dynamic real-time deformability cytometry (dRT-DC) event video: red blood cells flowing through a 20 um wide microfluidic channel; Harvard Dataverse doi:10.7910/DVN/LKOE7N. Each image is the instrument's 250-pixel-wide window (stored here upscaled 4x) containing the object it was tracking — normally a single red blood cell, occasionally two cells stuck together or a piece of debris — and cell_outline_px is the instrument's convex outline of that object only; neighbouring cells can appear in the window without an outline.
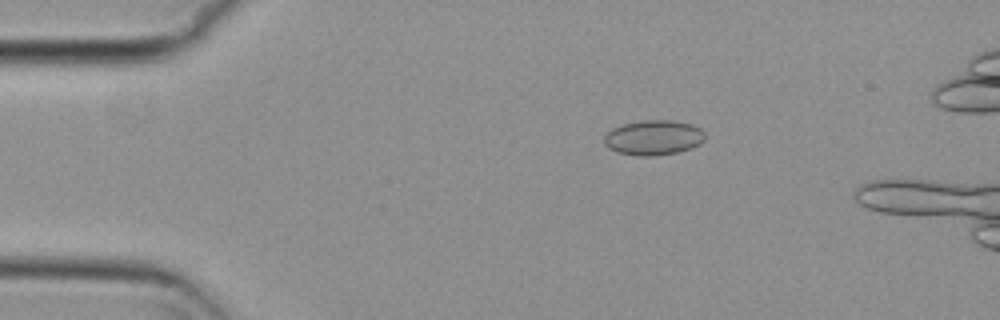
{"species": "common noctule bat (a hibernating species)", "species_latin": "Nyctalus noctula", "temperature_condition": "cold", "stored_images_in_passage": 43, "camera_frame_rate_fps": 3000, "um_per_image_px": 0.085, "animal": {"sex": "female", "body_mass_g": 29.2, "forearm_length_mm": 56.3}, "frame": {"image": 1, "passage_image": 2, "time_ms": 0.333, "image_size_px": [1000, 320], "cell_outline_px": [[704, 140], [700, 144], [692, 148], [680, 152], [652, 156], [636, 156], [616, 152], [608, 148], [604, 144], [604, 136], [612, 128], [624, 124], [644, 120], [672, 120], [692, 124], [700, 128], [704, 132]], "centroid_in_image_um": [55.55, 11.71], "position_along_channel_um": 29.4, "area_um2": 20.75}}
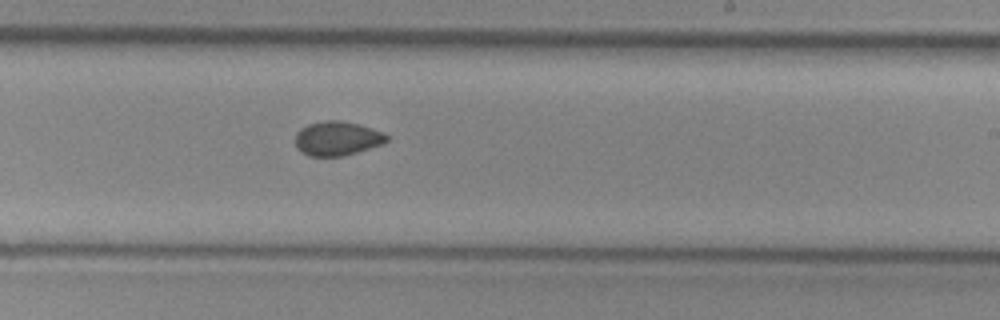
{"frame": {"image": 2, "passage_image": 25, "time_ms": 8.0, "image_size_px": [1000, 320], "cell_outline_px": [[388, 140], [384, 144], [344, 156], [308, 156], [300, 152], [296, 148], [296, 132], [300, 128], [308, 124], [324, 120], [336, 120], [356, 124], [384, 132], [388, 136]], "centroid_in_image_um": [28.64, 11.78], "position_along_channel_um": 260.4, "area_um2": 18.32}}
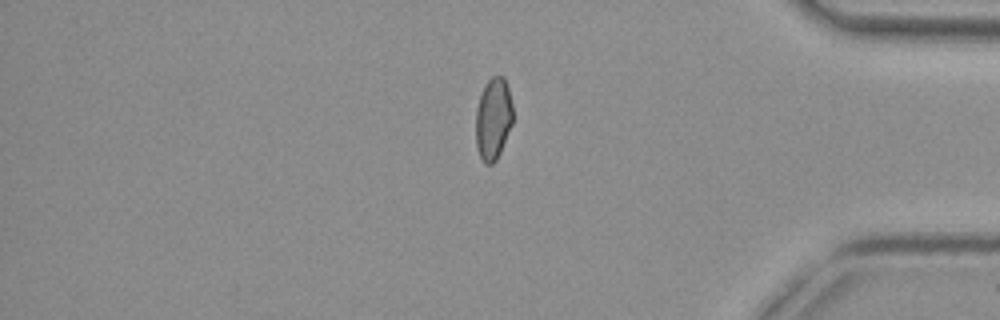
{"frame": {"image": 3, "passage_image": 38, "time_ms": 12.333, "image_size_px": [1000, 320], "cell_outline_px": [[512, 124], [500, 152], [496, 160], [492, 164], [484, 164], [476, 148], [476, 108], [484, 84], [492, 76], [504, 76], [508, 88], [512, 104]], "centroid_in_image_um": [41.91, 10.09], "position_along_channel_um": 393.3, "area_um2": 17.74}, "authors_computed_cell_mechanics": {"area_um2": 18.3226, "velocity_mm_per_s": 3.7223, "shape_relaxation_time_tau1_ms": null, "shape_relaxation_time_tau2_ms": 2.1771, "deformation_change_tau1": null, "deformation_change_tau2": 0.0539}}